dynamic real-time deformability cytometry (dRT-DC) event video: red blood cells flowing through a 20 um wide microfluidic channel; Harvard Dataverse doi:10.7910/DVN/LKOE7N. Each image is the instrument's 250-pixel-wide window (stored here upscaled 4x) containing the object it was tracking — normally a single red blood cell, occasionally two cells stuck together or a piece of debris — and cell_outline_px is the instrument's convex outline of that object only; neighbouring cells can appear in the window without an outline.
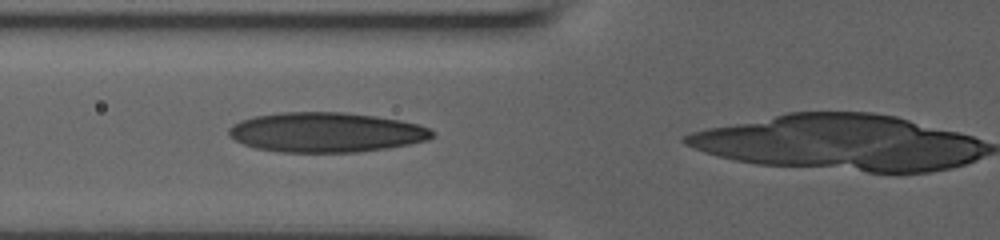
{"species": "human", "species_latin": "Homo sapiens", "temperature_condition": "room temperature", "stored_images_in_passage": 8, "camera_frame_rate_fps": 3000, "um_per_image_px": 0.085, "donor": {"sex": "male"}, "frame": {"image": 1, "passage_image": 7, "time_ms": 5.0, "image_size_px": [1000, 240], "cell_outline_px": [[436, 136], [428, 140], [388, 148], [360, 152], [280, 152], [256, 148], [244, 144], [228, 136], [228, 128], [232, 124], [240, 120], [256, 116], [280, 112], [340, 112], [376, 116], [400, 120], [416, 124], [428, 128], [436, 132]], "centroid_in_image_um": [27.71, 11.25], "position_along_channel_um": 98.1, "area_um2": 47.34}}